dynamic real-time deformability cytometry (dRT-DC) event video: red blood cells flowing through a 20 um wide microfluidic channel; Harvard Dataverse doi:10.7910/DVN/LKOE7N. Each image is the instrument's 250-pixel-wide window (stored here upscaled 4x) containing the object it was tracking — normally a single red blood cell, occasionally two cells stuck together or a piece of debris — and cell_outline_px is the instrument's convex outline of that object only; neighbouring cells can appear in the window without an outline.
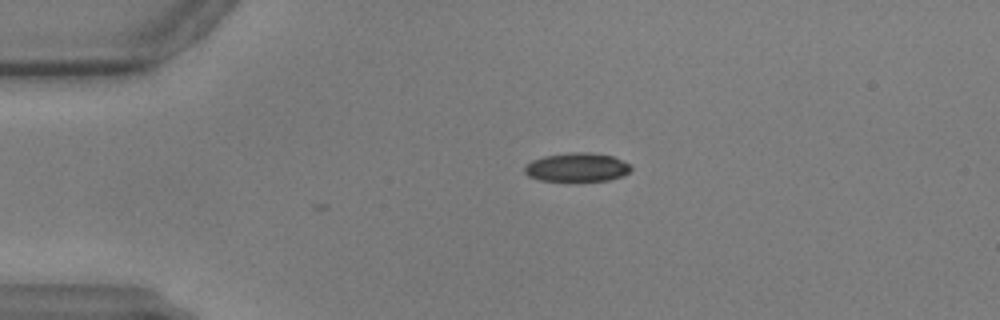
{"species": "common noctule bat (a hibernating species)", "species_latin": "Nyctalus noctula", "temperature_condition": "warm", "stored_images_in_passage": 5, "camera_frame_rate_fps": 3000, "um_per_image_px": 0.085, "animal": {"sex": "male", "body_mass_g": 17.9, "forearm_length_mm": 54.2}, "frame": {"image": 1, "passage_image": 1, "time_ms": 0.0, "image_size_px": [1000, 320], "cell_outline_px": [[632, 168], [624, 176], [608, 180], [540, 180], [528, 176], [524, 172], [524, 168], [532, 160], [544, 156], [572, 152], [592, 152], [612, 156], [632, 164]], "centroid_in_image_um": [49.08, 14.2], "position_along_channel_um": 35.9, "area_um2": 17.74}}